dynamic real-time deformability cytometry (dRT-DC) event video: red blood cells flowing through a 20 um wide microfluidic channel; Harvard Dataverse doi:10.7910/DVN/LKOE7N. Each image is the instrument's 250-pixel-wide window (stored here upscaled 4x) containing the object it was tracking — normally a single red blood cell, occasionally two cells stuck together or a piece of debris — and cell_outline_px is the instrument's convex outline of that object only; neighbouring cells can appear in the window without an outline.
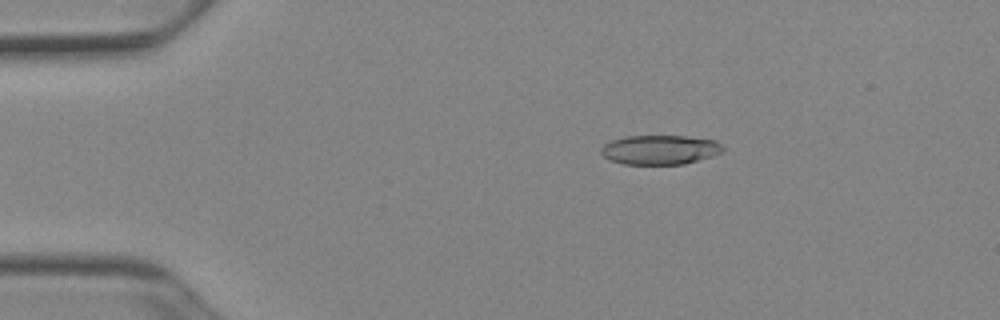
{"species": "Egyptian fruit bat (a non-hibernating species)", "species_latin": "Rousettus aegyptiacus", "temperature_condition": "cold", "stored_images_in_passage": 52, "camera_frame_rate_fps": 3000, "um_per_image_px": 0.085, "animal": {"sex": "female"}, "frame": {"image": 1, "passage_image": 10, "time_ms": 3.0, "image_size_px": [1000, 320], "cell_outline_px": [[724, 152], [712, 156], [684, 164], [624, 164], [612, 160], [604, 156], [600, 152], [600, 148], [604, 144], [612, 140], [624, 136], [688, 136], [716, 140], [724, 148]], "centroid_in_image_um": [56.11, 12.72], "position_along_channel_um": 28.9, "area_um2": 20.92}}
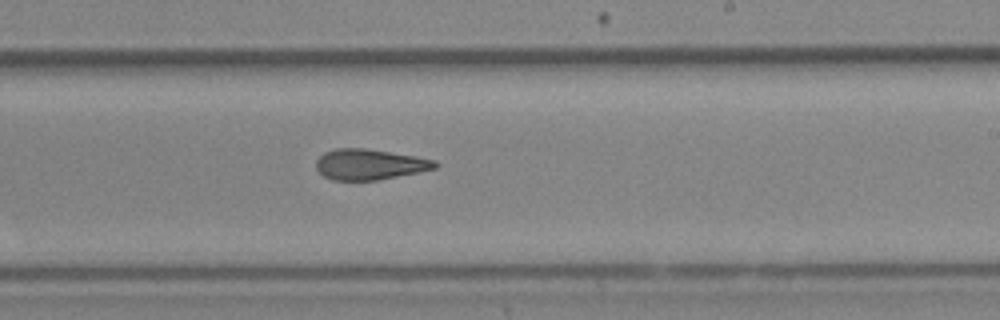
{"frame": {"image": 2, "passage_image": 32, "time_ms": 10.333, "image_size_px": [1000, 320], "cell_outline_px": [[440, 164], [436, 168], [420, 172], [376, 180], [332, 180], [324, 176], [316, 168], [316, 160], [324, 152], [336, 148], [364, 148], [416, 156], [436, 160]], "centroid_in_image_um": [31.43, 13.97], "position_along_channel_um": 257.6, "area_um2": 21.27}}
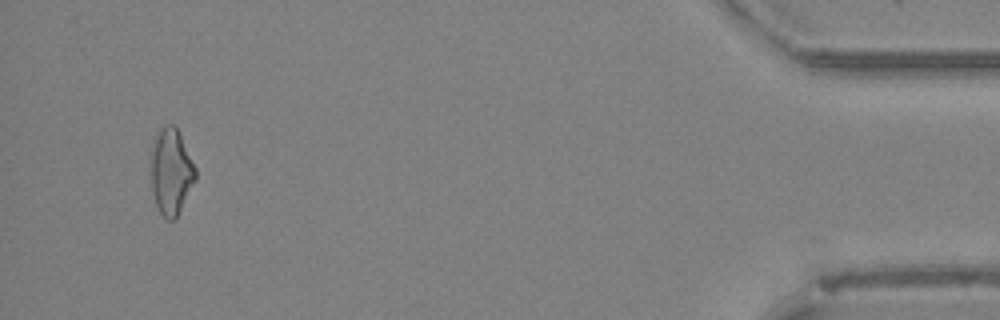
{"frame": {"image": 3, "passage_image": 50, "time_ms": 16.333, "image_size_px": [1000, 320], "cell_outline_px": [[196, 180], [176, 216], [172, 220], [168, 220], [156, 208], [148, 168], [156, 136], [164, 124], [176, 124], [196, 168]], "centroid_in_image_um": [14.52, 14.56], "position_along_channel_um": 420.7, "area_um2": 22.54}, "authors_computed_cell_mechanics": {"area_um2": 21.7617, "velocity_mm_per_s": 3.9463, "shape_relaxation_time_tau1_ms": null, "shape_relaxation_time_tau2_ms": 4.8698, "deformation_change_tau1": null, "deformation_change_tau2": 0.1534}}